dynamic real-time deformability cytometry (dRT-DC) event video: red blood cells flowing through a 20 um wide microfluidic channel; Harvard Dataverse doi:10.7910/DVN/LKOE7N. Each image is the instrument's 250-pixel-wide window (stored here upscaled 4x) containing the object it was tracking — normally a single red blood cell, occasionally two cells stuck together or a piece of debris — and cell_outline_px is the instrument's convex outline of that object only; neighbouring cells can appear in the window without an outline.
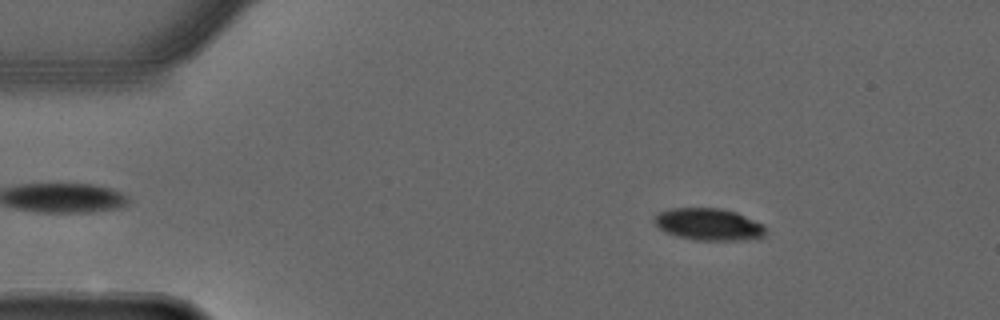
{"species": "common noctule bat (a hibernating species)", "species_latin": "Nyctalus noctula", "temperature_condition": "warm", "stored_images_in_passage": 56, "camera_frame_rate_fps": 3000, "um_per_image_px": 0.085, "animal": {"sex": "male", "forearm_length_mm": 52.5}, "frame": {"image": 1, "passage_image": 8, "time_ms": 2.333, "image_size_px": [1000, 320], "cell_outline_px": [[764, 236], [756, 240], [696, 240], [680, 236], [668, 232], [660, 228], [656, 224], [656, 216], [660, 212], [672, 208], [720, 208], [736, 212], [764, 224]], "centroid_in_image_um": [60.32, 19.07], "position_along_channel_um": 24.7, "area_um2": 20.52}}
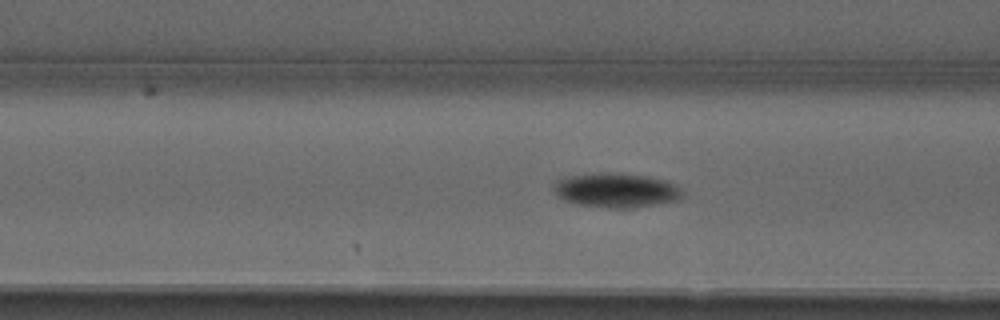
{"frame": {"image": 2, "passage_image": 21, "time_ms": 6.667, "image_size_px": [1000, 320], "cell_outline_px": [[680, 196], [676, 200], [628, 208], [616, 208], [580, 204], [564, 200], [556, 192], [556, 184], [560, 180], [572, 176], [644, 176], [664, 180], [680, 188]], "centroid_in_image_um": [52.42, 16.23], "position_along_channel_um": 114.2, "area_um2": 23.52}}
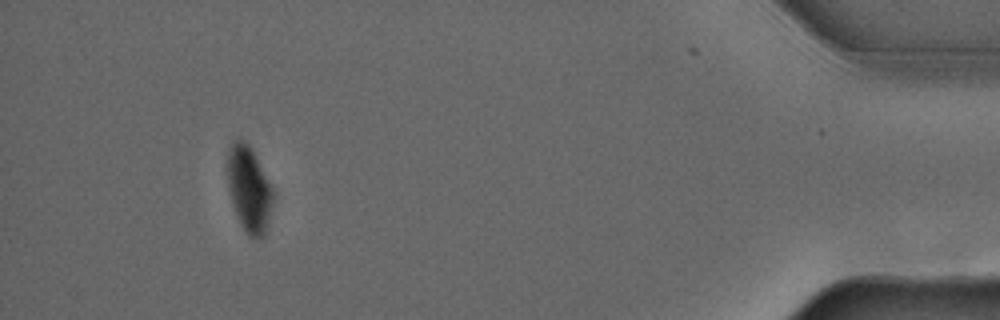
{"frame": {"image": 3, "passage_image": 51, "time_ms": 16.667, "image_size_px": [1000, 320], "cell_outline_px": [[272, 204], [268, 224], [264, 236], [256, 240], [248, 236], [240, 224], [236, 216], [228, 192], [228, 152], [232, 144], [236, 140], [240, 140], [248, 144], [252, 148], [272, 188]], "centroid_in_image_um": [21.16, 16.14], "position_along_channel_um": 414.0, "area_um2": 22.66}, "authors_computed_cell_mechanics": {"area_um2": 22.8599, "velocity_mm_per_s": 3.6832, "shape_relaxation_time_tau1_ms": 4.5756, "shape_relaxation_time_tau2_ms": null, "deformation_change_tau1": 0.1253, "deformation_change_tau2": null}}